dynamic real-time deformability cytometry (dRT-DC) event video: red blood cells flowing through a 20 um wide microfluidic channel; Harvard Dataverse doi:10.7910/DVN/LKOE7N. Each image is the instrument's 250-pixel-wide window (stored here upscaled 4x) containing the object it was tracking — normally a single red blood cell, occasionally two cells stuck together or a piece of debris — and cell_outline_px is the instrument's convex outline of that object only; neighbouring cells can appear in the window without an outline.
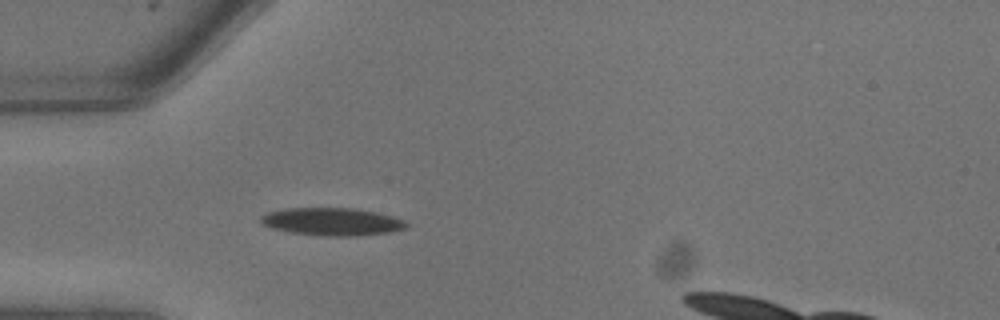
{"species": "common noctule bat (a hibernating species)", "species_latin": "Nyctalus noctula", "temperature_condition": "warm", "stored_images_in_passage": 6, "camera_frame_rate_fps": 3000, "um_per_image_px": 0.085, "animal": {"sex": "male", "body_mass_g": 13.3}, "frame": {"image": 1, "passage_image": 6, "time_ms": 1.667, "image_size_px": [1000, 320], "cell_outline_px": [[408, 228], [388, 232], [360, 236], [320, 236], [288, 232], [272, 228], [260, 224], [260, 216], [268, 212], [284, 208], [352, 208], [376, 212], [408, 220]], "centroid_in_image_um": [28.22, 18.85], "position_along_channel_um": 56.8, "area_um2": 23.87}}